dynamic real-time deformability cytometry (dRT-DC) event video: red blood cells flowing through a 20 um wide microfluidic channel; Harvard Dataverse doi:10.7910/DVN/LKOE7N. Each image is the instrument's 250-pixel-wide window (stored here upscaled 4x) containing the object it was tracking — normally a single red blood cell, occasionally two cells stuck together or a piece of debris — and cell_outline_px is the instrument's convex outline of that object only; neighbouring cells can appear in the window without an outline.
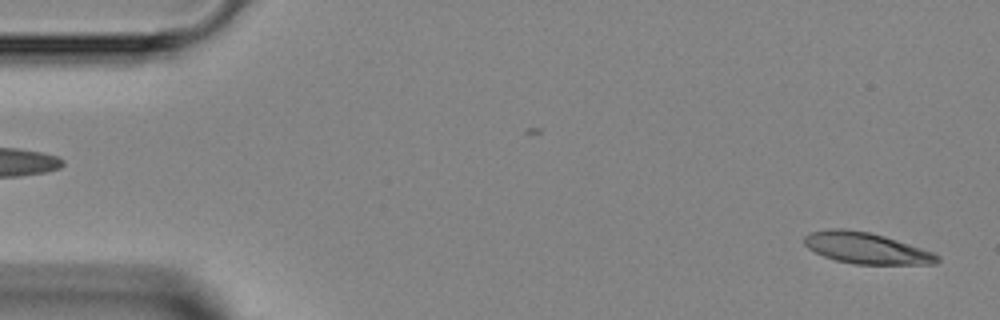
{"species": "Egyptian fruit bat (a non-hibernating species)", "species_latin": "Rousettus aegyptiacus", "temperature_condition": "room temperature", "stored_images_in_passage": 46, "camera_frame_rate_fps": 3000, "um_per_image_px": 0.085, "animal": {"sex": "female"}, "frame": {"image": 1, "passage_image": 1, "time_ms": 0.0, "image_size_px": [1000, 320], "cell_outline_px": [[940, 260], [936, 264], [856, 264], [836, 260], [824, 256], [808, 248], [804, 244], [804, 236], [812, 232], [832, 228], [844, 228], [868, 232], [884, 236], [932, 252], [940, 256]], "centroid_in_image_um": [73.62, 21.09], "position_along_channel_um": 11.4, "area_um2": 23.87}}
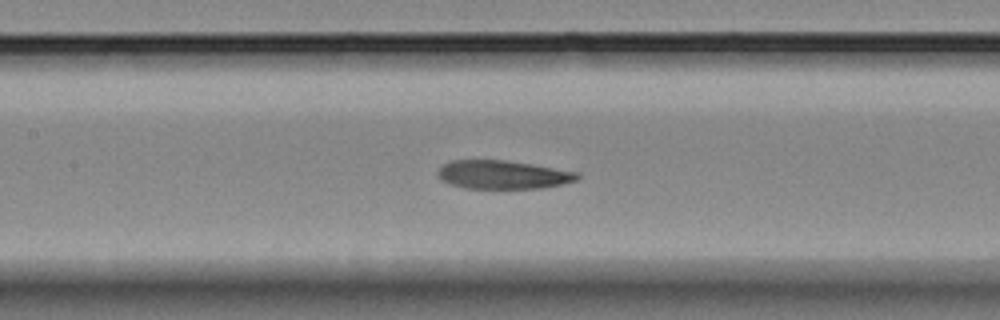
{"frame": {"image": 2, "passage_image": 20, "time_ms": 6.333, "image_size_px": [1000, 320], "cell_outline_px": [[580, 176], [576, 180], [544, 188], [464, 188], [448, 184], [440, 180], [436, 172], [444, 164], [452, 160], [504, 160], [532, 164], [580, 172]], "centroid_in_image_um": [42.72, 14.85], "position_along_channel_um": 164.7, "area_um2": 23.24}}
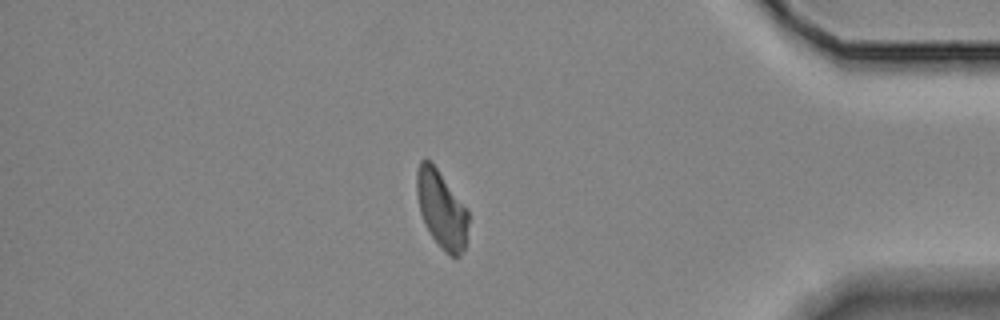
{"frame": {"image": 3, "passage_image": 39, "time_ms": 12.667, "image_size_px": [1000, 320], "cell_outline_px": [[468, 224], [464, 248], [460, 256], [452, 256], [432, 236], [420, 212], [416, 192], [416, 172], [420, 160], [424, 156], [436, 168], [468, 212]], "centroid_in_image_um": [37.49, 17.75], "position_along_channel_um": 397.7, "area_um2": 22.37}}